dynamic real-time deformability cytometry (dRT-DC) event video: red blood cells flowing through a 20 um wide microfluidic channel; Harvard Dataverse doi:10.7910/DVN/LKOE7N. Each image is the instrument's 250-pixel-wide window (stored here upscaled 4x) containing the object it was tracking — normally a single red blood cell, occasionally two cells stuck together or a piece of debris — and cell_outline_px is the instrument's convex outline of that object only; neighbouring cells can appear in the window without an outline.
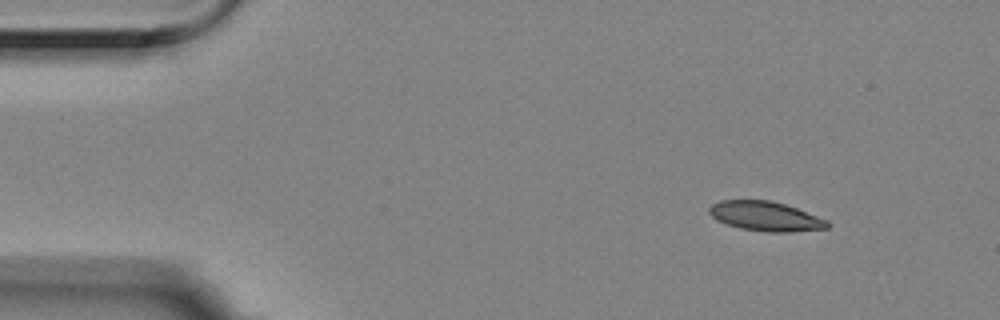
{"species": "Egyptian fruit bat (a non-hibernating species)", "species_latin": "Rousettus aegyptiacus", "temperature_condition": "room temperature", "stored_images_in_passage": 3, "camera_frame_rate_fps": 3000, "um_per_image_px": 0.085, "animal": {"sex": "female"}, "frame": {"image": 1, "passage_image": 1, "time_ms": 0.0, "image_size_px": [1000, 320], "cell_outline_px": [[832, 224], [828, 228], [788, 232], [768, 232], [740, 228], [716, 220], [708, 212], [708, 208], [712, 204], [720, 200], [772, 200], [796, 208], [828, 220]], "centroid_in_image_um": [65.07, 18.38], "position_along_channel_um": 19.9, "area_um2": 20.35}}